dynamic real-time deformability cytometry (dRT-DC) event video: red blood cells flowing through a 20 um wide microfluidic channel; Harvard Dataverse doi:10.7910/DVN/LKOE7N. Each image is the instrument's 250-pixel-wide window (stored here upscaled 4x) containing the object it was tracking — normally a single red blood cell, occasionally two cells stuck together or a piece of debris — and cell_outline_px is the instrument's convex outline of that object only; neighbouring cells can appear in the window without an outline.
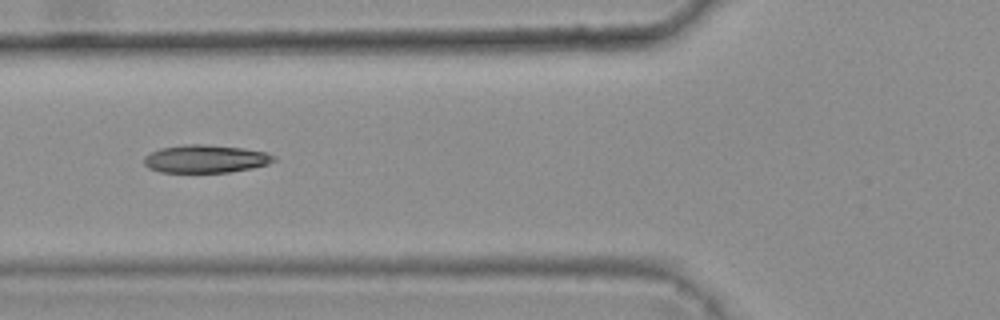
{"species": "common noctule bat (a hibernating species)", "species_latin": "Nyctalus noctula", "temperature_condition": "warm", "stored_images_in_passage": 13, "camera_frame_rate_fps": 3000, "um_per_image_px": 0.085, "animal": {"sex": "female", "body_mass_g": 25.1}, "frame": {"image": 1, "passage_image": 6, "time_ms": 1.667, "image_size_px": [1000, 320], "cell_outline_px": [[276, 160], [268, 164], [252, 168], [228, 172], [160, 172], [148, 168], [144, 164], [144, 156], [160, 148], [184, 144], [204, 144], [244, 148], [268, 152], [276, 156]], "centroid_in_image_um": [17.49, 13.49], "position_along_channel_um": 108.3, "area_um2": 21.27}}